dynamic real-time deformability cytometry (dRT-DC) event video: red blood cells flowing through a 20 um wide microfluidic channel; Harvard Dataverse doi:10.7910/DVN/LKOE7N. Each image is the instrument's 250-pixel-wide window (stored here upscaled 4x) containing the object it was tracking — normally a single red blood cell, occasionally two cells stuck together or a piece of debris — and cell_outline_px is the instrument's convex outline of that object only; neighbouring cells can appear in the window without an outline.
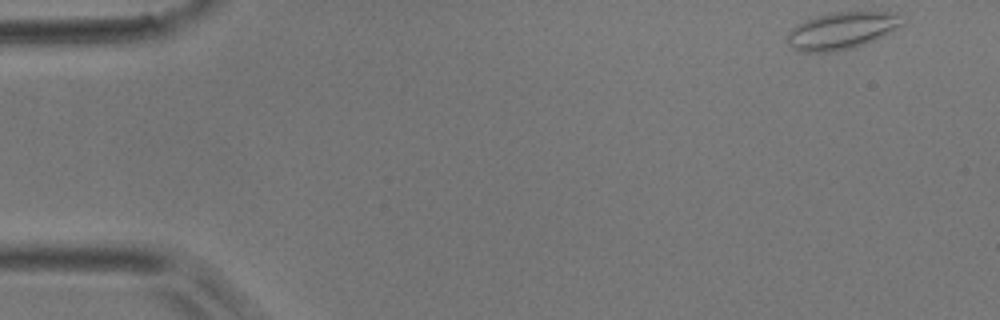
{"species": "common noctule bat (a hibernating species)", "species_latin": "Nyctalus noctula", "temperature_condition": "room temperature", "stored_images_in_passage": 13, "camera_frame_rate_fps": 3000, "um_per_image_px": 0.085, "animal": {"sex": "male", "body_mass_g": 17.9}, "frame": {"image": 1, "passage_image": 1, "time_ms": 0.0, "image_size_px": [1000, 320], "cell_outline_px": [[904, 24], [864, 44], [852, 48], [828, 52], [800, 52], [792, 48], [788, 44], [788, 32], [796, 24], [820, 16], [836, 12], [896, 12]], "centroid_in_image_um": [71.5, 2.61], "position_along_channel_um": 13.5, "area_um2": 24.28}}